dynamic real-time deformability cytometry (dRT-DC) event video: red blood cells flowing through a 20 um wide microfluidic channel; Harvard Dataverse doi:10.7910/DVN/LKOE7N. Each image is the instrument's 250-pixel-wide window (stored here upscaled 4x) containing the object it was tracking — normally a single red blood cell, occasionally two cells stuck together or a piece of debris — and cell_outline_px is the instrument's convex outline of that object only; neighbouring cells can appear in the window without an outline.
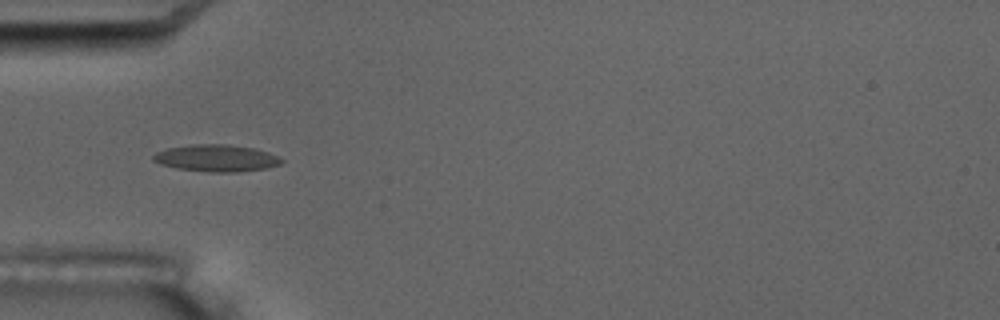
{"species": "common noctule bat (a hibernating species)", "species_latin": "Nyctalus noctula", "temperature_condition": "room temperature", "stored_images_in_passage": 9, "camera_frame_rate_fps": 3000, "um_per_image_px": 0.085, "animal": {"sex": "male", "body_mass_g": 17.5, "forearm_length_mm": 52.3}, "frame": {"image": 1, "passage_image": 6, "time_ms": 5.667, "image_size_px": [1000, 320], "cell_outline_px": [[284, 160], [280, 164], [264, 168], [236, 172], [208, 172], [176, 168], [160, 164], [152, 160], [152, 156], [156, 152], [168, 148], [192, 144], [228, 144], [256, 148], [280, 156]], "centroid_in_image_um": [18.39, 13.43], "position_along_channel_um": 66.6, "area_um2": 20.23}}
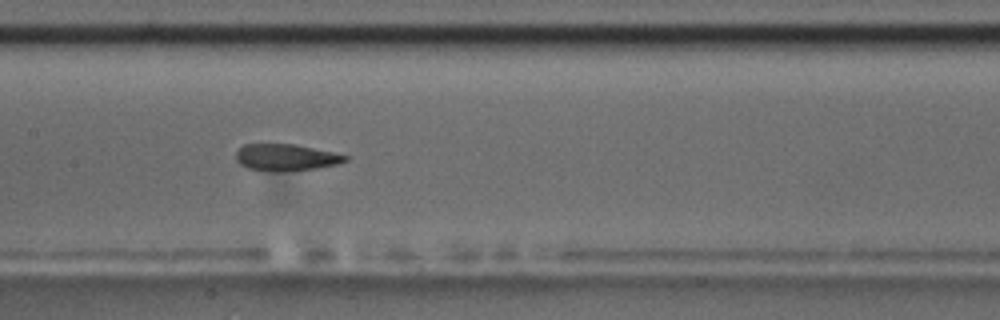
{"frame": {"image": 2, "passage_image": 9, "time_ms": 9.0, "image_size_px": [1000, 320], "cell_outline_px": [[348, 160], [336, 164], [316, 168], [272, 172], [248, 168], [240, 164], [236, 160], [236, 152], [244, 144], [296, 144], [332, 152], [348, 156]], "centroid_in_image_um": [24.28, 13.37], "position_along_channel_um": 183.1, "area_um2": 16.88}}